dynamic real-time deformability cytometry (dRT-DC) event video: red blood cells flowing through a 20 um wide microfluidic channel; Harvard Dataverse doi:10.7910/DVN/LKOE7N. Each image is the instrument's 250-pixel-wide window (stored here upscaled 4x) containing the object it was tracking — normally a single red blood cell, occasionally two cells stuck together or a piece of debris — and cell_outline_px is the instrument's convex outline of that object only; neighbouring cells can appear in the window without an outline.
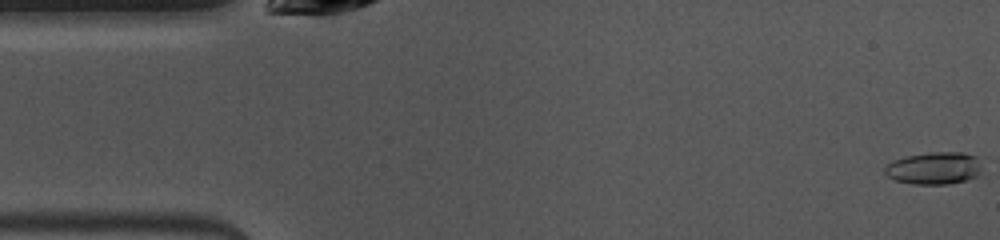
{"species": "common noctule bat (a hibernating species)", "species_latin": "Nyctalus noctula", "temperature_condition": "warm", "stored_images_in_passage": 49, "camera_frame_rate_fps": 3000, "um_per_image_px": 0.085, "animal": {"sex": "female", "body_mass_g": 10.0, "forearm_length_mm": 53.1}, "frame": {"image": 1, "passage_image": 1, "time_ms": 0.0, "image_size_px": [1000, 240], "cell_outline_px": [[980, 172], [976, 176], [968, 180], [948, 184], [912, 184], [896, 180], [888, 176], [884, 172], [884, 168], [892, 160], [904, 156], [932, 152], [964, 152], [976, 156], [980, 168]], "centroid_in_image_um": [79.38, 14.29], "position_along_channel_um": 5.6, "area_um2": 18.32}}
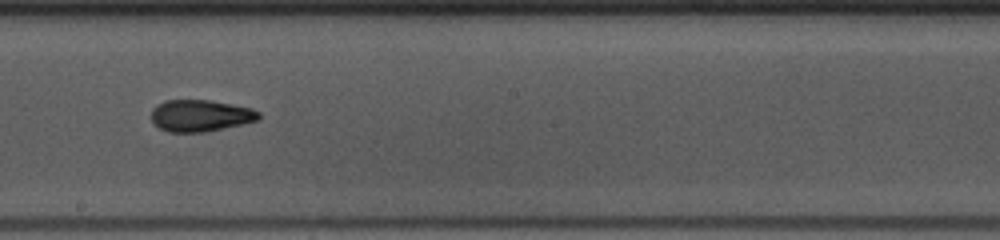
{"frame": {"image": 2, "passage_image": 26, "time_ms": 8.333, "image_size_px": [1000, 240], "cell_outline_px": [[260, 120], [244, 124], [204, 132], [168, 132], [152, 124], [152, 108], [156, 104], [164, 100], [208, 100], [252, 108], [260, 112]], "centroid_in_image_um": [17.03, 9.83], "position_along_channel_um": 231.2, "area_um2": 20.06}}
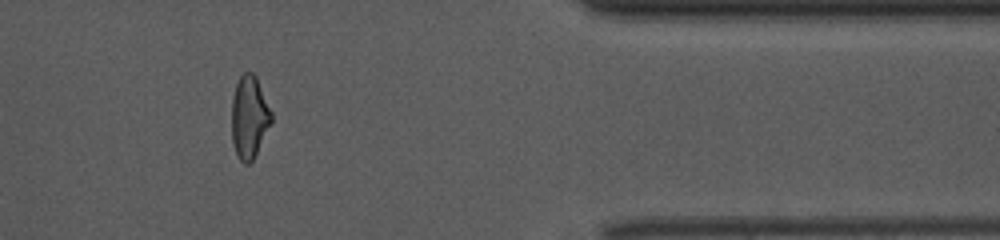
{"frame": {"image": 3, "passage_image": 40, "time_ms": 13.0, "image_size_px": [1000, 240], "cell_outline_px": [[272, 124], [252, 160], [248, 164], [244, 164], [240, 160], [232, 144], [232, 100], [236, 84], [240, 76], [244, 72], [252, 72], [256, 76], [272, 112]], "centroid_in_image_um": [21.2, 9.95], "position_along_channel_um": 390.2, "area_um2": 19.13}, "authors_computed_cell_mechanics": {"area_um2": 19.5364, "velocity_mm_per_s": 4.0127, "shape_relaxation_time_tau1_ms": 5.3688, "shape_relaxation_time_tau2_ms": 1.922, "deformation_change_tau1": 0.209, "deformation_change_tau2": 0.1}}